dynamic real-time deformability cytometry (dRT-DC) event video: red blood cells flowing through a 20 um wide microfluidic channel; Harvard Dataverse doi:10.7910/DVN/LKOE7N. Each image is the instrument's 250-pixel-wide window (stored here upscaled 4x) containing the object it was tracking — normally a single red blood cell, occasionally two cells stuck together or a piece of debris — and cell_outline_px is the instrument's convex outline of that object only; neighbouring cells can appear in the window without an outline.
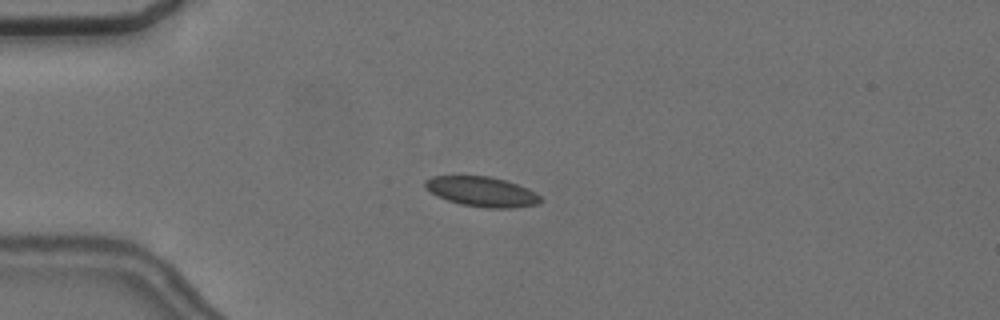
{"species": "common noctule bat (a hibernating species)", "species_latin": "Nyctalus noctula", "temperature_condition": "cold", "stored_images_in_passage": 6, "camera_frame_rate_fps": 3000, "um_per_image_px": 0.085, "animal": {"sex": "female", "body_mass_g": 24.6, "forearm_length_mm": 56.2}, "frame": {"image": 1, "passage_image": 5, "time_ms": 4.667, "image_size_px": [1000, 320], "cell_outline_px": [[544, 200], [540, 204], [512, 208], [484, 208], [460, 204], [448, 200], [424, 188], [424, 180], [432, 176], [488, 176], [504, 180], [528, 188], [536, 192]], "centroid_in_image_um": [40.99, 16.3], "position_along_channel_um": 44.0, "area_um2": 20.17}}